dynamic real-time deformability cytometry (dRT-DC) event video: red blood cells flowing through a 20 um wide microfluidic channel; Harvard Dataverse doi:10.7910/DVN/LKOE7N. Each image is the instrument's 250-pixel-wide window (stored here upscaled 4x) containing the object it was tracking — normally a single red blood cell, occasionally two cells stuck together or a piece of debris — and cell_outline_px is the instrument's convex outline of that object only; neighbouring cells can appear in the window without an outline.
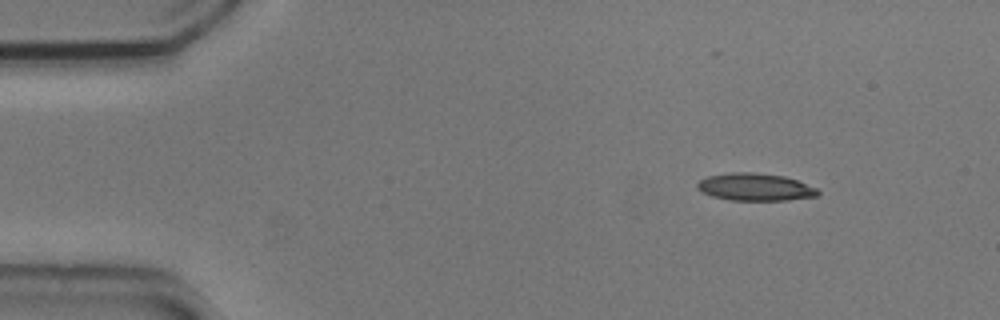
{"species": "common noctule bat (a hibernating species)", "species_latin": "Nyctalus noctula", "temperature_condition": "cold", "stored_images_in_passage": 8, "camera_frame_rate_fps": 3000, "um_per_image_px": 0.085, "animal": {"sex": "male", "body_mass_g": 20.5, "forearm_length_mm": 52.5}, "frame": {"image": 1, "passage_image": 1, "time_ms": 0.0, "image_size_px": [1000, 320], "cell_outline_px": [[820, 192], [816, 196], [788, 200], [728, 200], [712, 196], [696, 188], [696, 184], [700, 180], [708, 176], [732, 172], [752, 172], [784, 176], [796, 180], [816, 188]], "centroid_in_image_um": [64.17, 15.9], "position_along_channel_um": 20.8, "area_um2": 19.13}}
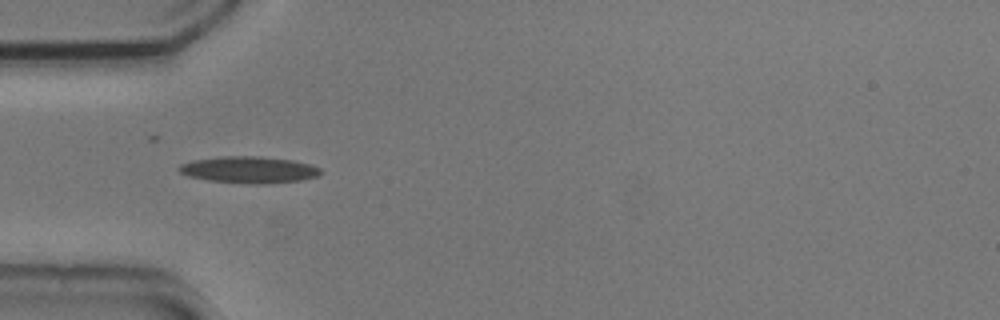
{"frame": {"image": 2, "passage_image": 4, "time_ms": 1.0, "image_size_px": [1000, 320], "cell_outline_px": [[324, 172], [320, 176], [300, 180], [260, 184], [252, 184], [208, 180], [188, 176], [180, 172], [176, 168], [180, 164], [192, 160], [220, 156], [260, 156], [292, 160], [308, 164], [320, 168]], "centroid_in_image_um": [21.15, 14.42], "position_along_channel_um": 63.8, "area_um2": 22.08}}
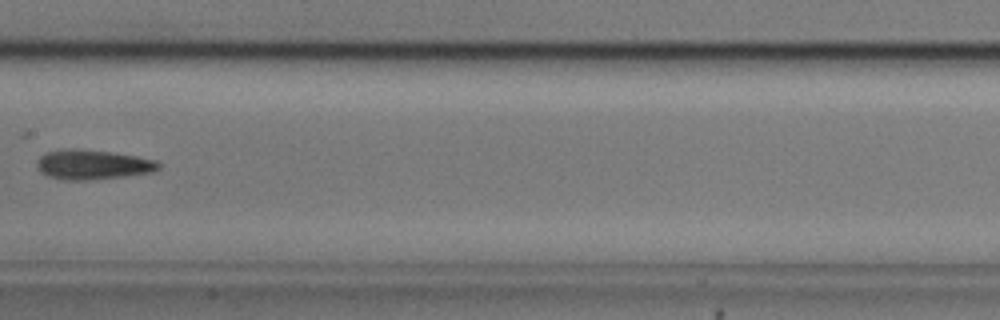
{"frame": {"image": 3, "passage_image": 7, "time_ms": 2.0, "image_size_px": [1000, 320], "cell_outline_px": [[160, 168], [152, 172], [120, 176], [80, 180], [72, 180], [48, 176], [40, 172], [36, 168], [36, 164], [40, 156], [48, 152], [64, 148], [80, 148], [112, 152], [136, 156], [156, 160], [160, 164]], "centroid_in_image_um": [7.85, 13.96], "position_along_channel_um": 199.5, "area_um2": 20.87}}